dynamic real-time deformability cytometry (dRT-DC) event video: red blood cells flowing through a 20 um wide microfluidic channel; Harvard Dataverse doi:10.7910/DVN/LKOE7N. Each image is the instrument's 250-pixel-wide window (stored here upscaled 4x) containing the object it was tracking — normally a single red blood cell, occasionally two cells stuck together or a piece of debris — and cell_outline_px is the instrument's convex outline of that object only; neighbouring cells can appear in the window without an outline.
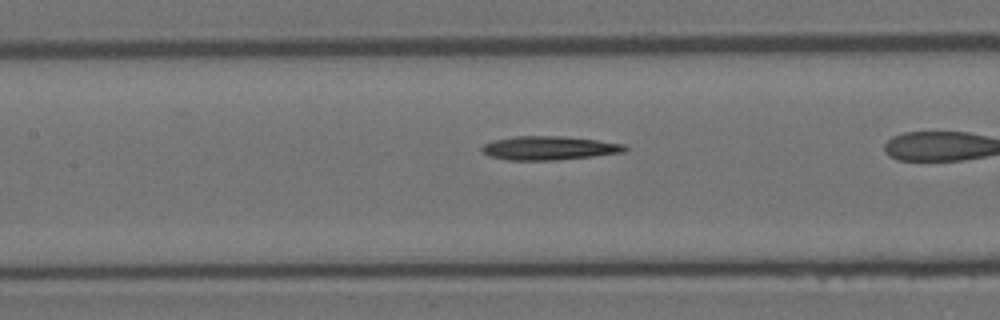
{"species": "Egyptian fruit bat (a non-hibernating species)", "species_latin": "Rousettus aegyptiacus", "temperature_condition": "room temperature", "stored_images_in_passage": 25, "camera_frame_rate_fps": 3000, "um_per_image_px": 0.085, "animal": {"sex": "female"}, "frame": {"image": 1, "passage_image": 8, "time_ms": 2.333, "image_size_px": [1000, 320], "cell_outline_px": [[628, 148], [624, 152], [592, 156], [556, 160], [508, 160], [492, 156], [484, 152], [480, 148], [484, 144], [492, 140], [516, 136], [560, 136], [596, 140], [624, 144]], "centroid_in_image_um": [46.66, 12.58], "position_along_channel_um": 160.7, "area_um2": 19.59}}
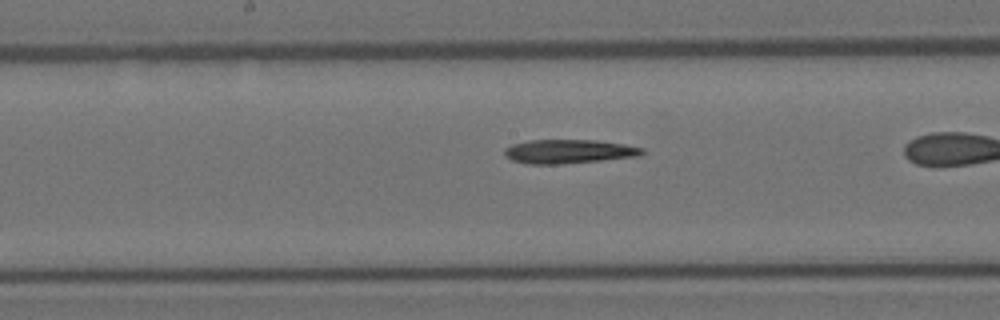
{"frame": {"image": 2, "passage_image": 11, "time_ms": 3.333, "image_size_px": [1000, 320], "cell_outline_px": [[644, 152], [640, 156], [560, 164], [528, 164], [512, 160], [504, 156], [504, 148], [512, 144], [528, 140], [596, 140], [624, 144], [644, 148]], "centroid_in_image_um": [48.31, 12.87], "position_along_channel_um": 199.9, "area_um2": 19.25}}